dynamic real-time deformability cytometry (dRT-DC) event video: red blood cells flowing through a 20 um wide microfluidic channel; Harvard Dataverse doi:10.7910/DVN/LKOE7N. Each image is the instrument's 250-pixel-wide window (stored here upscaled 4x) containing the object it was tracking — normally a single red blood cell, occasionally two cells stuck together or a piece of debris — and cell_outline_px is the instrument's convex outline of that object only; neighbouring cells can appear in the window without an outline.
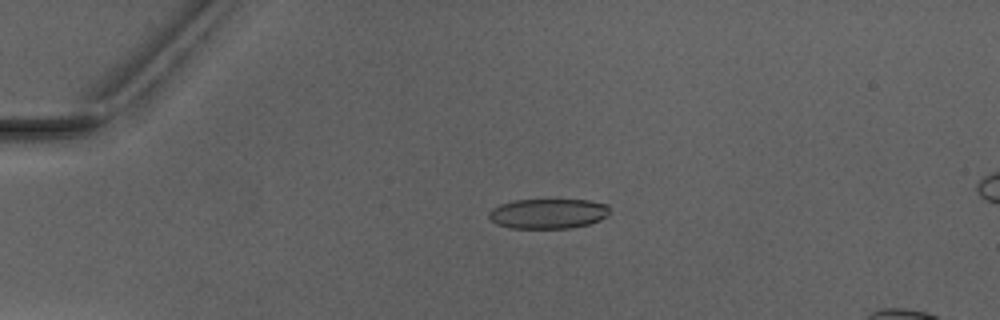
{"species": "Egyptian fruit bat (a non-hibernating species)", "species_latin": "Rousettus aegyptiacus", "temperature_condition": "warm", "stored_images_in_passage": 5, "camera_frame_rate_fps": 3000, "um_per_image_px": 0.085, "animal": {"sex": "male"}, "frame": {"image": 1, "passage_image": 3, "time_ms": 2.333, "image_size_px": [1000, 320], "cell_outline_px": [[608, 216], [600, 220], [588, 224], [572, 228], [508, 228], [496, 224], [488, 216], [488, 212], [492, 208], [500, 204], [512, 200], [588, 200], [608, 204]], "centroid_in_image_um": [46.57, 18.16], "position_along_channel_um": 38.4, "area_um2": 21.21}}